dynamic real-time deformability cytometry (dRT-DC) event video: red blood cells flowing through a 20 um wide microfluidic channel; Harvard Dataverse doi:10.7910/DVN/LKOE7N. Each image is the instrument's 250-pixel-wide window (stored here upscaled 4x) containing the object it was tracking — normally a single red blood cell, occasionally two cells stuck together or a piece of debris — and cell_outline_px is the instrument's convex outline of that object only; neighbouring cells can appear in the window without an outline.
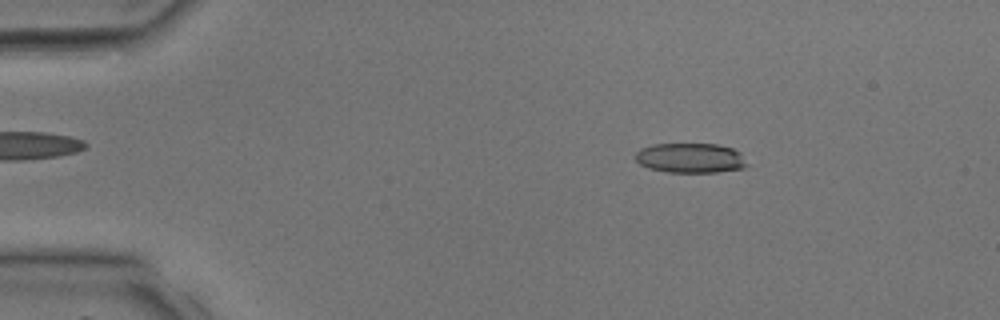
{"species": "common noctule bat (a hibernating species)", "species_latin": "Nyctalus noctula", "temperature_condition": "room temperature", "stored_images_in_passage": 39, "camera_frame_rate_fps": 3000, "um_per_image_px": 0.085, "animal": {"sex": "male", "body_mass_g": 17.9, "forearm_length_mm": 54.2}, "frame": {"image": 1, "passage_image": 6, "time_ms": 1.667, "image_size_px": [1000, 320], "cell_outline_px": [[748, 164], [744, 168], [716, 172], [668, 172], [648, 168], [640, 164], [636, 160], [636, 152], [640, 148], [652, 144], [716, 144], [732, 148], [740, 152]], "centroid_in_image_um": [58.68, 13.43], "position_along_channel_um": 26.3, "area_um2": 19.42}}
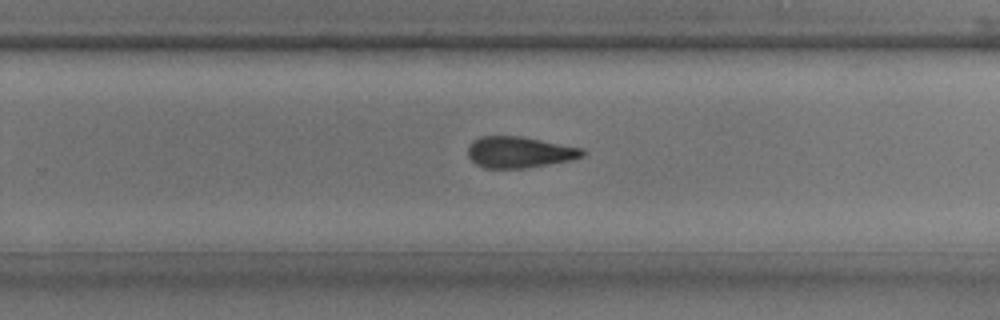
{"frame": {"image": 2, "passage_image": 25, "time_ms": 8.0, "image_size_px": [1000, 320], "cell_outline_px": [[588, 152], [584, 156], [572, 160], [524, 168], [484, 168], [476, 164], [468, 156], [468, 144], [472, 140], [480, 136], [520, 136], [584, 148]], "centroid_in_image_um": [44.16, 12.93], "position_along_channel_um": 285.6, "area_um2": 21.04}}
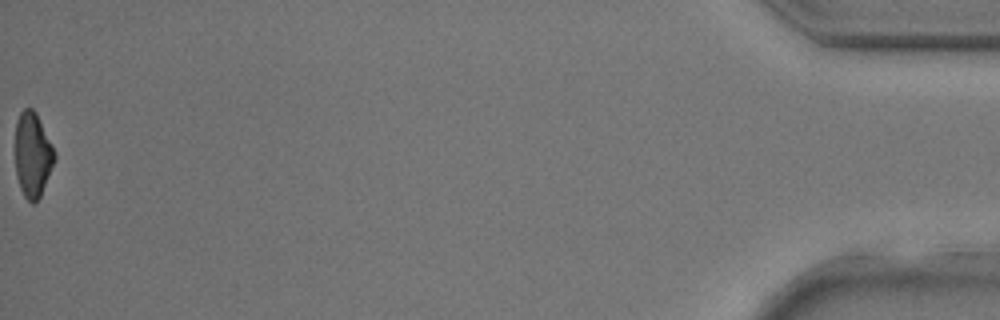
{"frame": {"image": 3, "passage_image": 39, "time_ms": 12.667, "image_size_px": [1000, 320], "cell_outline_px": [[56, 160], [40, 196], [36, 204], [32, 204], [24, 196], [20, 188], [16, 176], [16, 120], [20, 112], [24, 108], [32, 108], [36, 112], [56, 152]], "centroid_in_image_um": [2.79, 13.17], "position_along_channel_um": 432.4, "area_um2": 19.59}}